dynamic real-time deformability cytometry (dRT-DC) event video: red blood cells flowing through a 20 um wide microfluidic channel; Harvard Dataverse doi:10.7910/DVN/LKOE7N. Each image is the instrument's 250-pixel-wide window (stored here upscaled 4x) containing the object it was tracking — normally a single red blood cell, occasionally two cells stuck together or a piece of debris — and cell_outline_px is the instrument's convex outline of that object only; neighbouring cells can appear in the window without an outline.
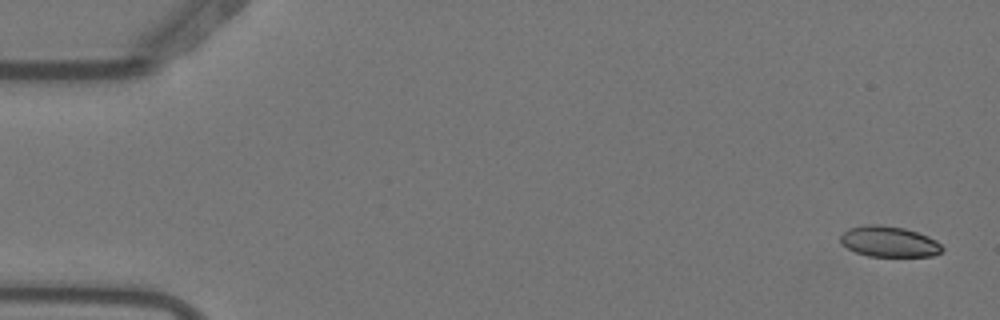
{"species": "Egyptian fruit bat (a non-hibernating species)", "species_latin": "Rousettus aegyptiacus", "temperature_condition": "warm", "stored_images_in_passage": 5, "camera_frame_rate_fps": 3000, "um_per_image_px": 0.085, "animal": {"sex": "female"}, "frame": {"image": 1, "passage_image": 1, "time_ms": 0.0, "image_size_px": [1000, 320], "cell_outline_px": [[944, 248], [940, 252], [932, 256], [868, 256], [856, 252], [840, 244], [840, 236], [848, 228], [868, 224], [880, 224], [904, 228], [928, 236], [936, 240]], "centroid_in_image_um": [75.54, 20.53], "position_along_channel_um": 9.5, "area_um2": 18.21}}
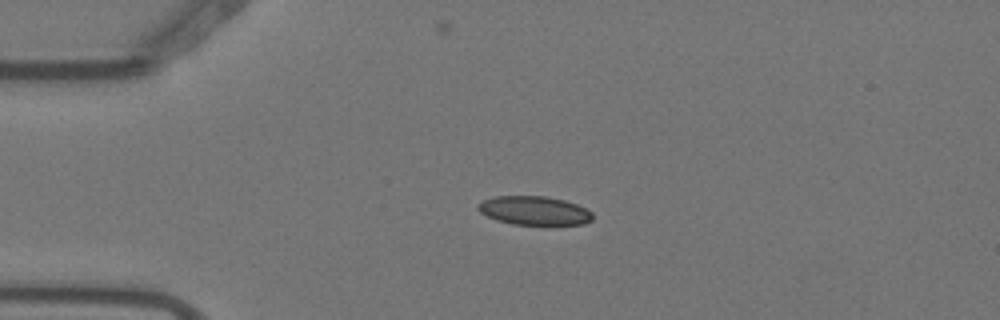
{"frame": {"image": 2, "passage_image": 4, "time_ms": 1.0, "image_size_px": [1000, 320], "cell_outline_px": [[592, 220], [584, 224], [512, 224], [496, 220], [480, 212], [476, 208], [484, 200], [496, 196], [548, 196], [564, 200], [576, 204], [592, 212]], "centroid_in_image_um": [45.41, 17.89], "position_along_channel_um": 39.6, "area_um2": 19.02}}